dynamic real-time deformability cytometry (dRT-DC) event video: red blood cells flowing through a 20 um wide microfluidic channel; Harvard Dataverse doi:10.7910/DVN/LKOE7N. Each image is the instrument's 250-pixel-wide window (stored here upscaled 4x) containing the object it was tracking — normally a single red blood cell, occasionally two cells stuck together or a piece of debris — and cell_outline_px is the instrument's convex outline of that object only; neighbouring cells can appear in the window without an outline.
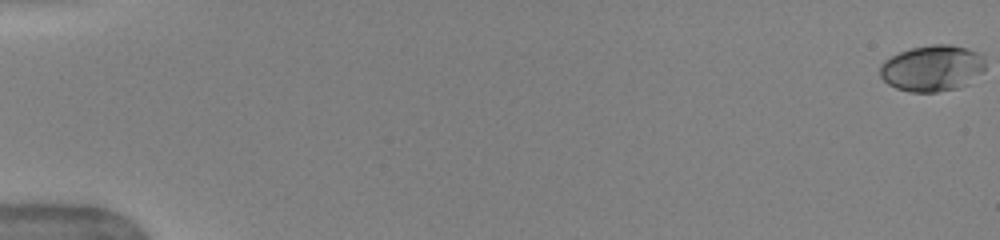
{"species": "human", "species_latin": "Homo sapiens", "temperature_condition": "warm", "stored_images_in_passage": 52, "camera_frame_rate_fps": 3000, "um_per_image_px": 0.085, "donor": {"sex": "female"}, "frame": {"image": 1, "passage_image": 1, "time_ms": 0.0, "image_size_px": [1000, 240], "cell_outline_px": [[984, 68], [968, 84], [956, 88], [936, 92], [908, 92], [896, 88], [888, 84], [880, 76], [880, 64], [884, 60], [900, 52], [912, 48], [932, 44], [948, 44], [964, 48], [976, 52], [984, 56]], "centroid_in_image_um": [79.2, 5.8], "position_along_channel_um": 5.8, "area_um2": 28.15}}
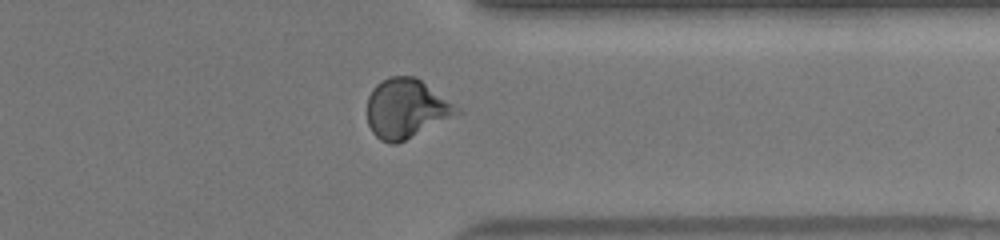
{"frame": {"image": 2, "passage_image": 42, "time_ms": 13.667, "image_size_px": [1000, 240], "cell_outline_px": [[464, 112], [396, 144], [388, 144], [380, 140], [372, 132], [368, 124], [368, 96], [372, 88], [380, 80], [388, 76], [416, 76]], "centroid_in_image_um": [34.51, 9.22], "position_along_channel_um": 376.9, "area_um2": 30.98}}
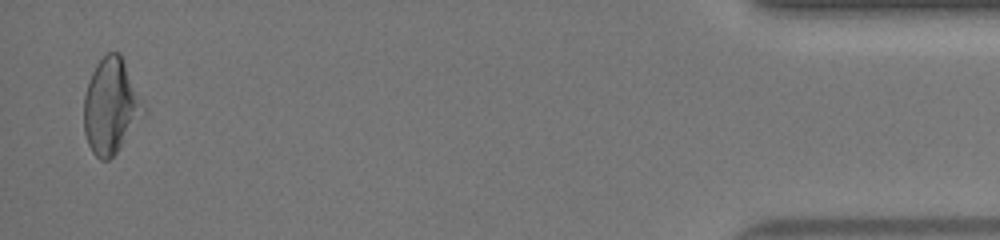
{"frame": {"image": 3, "passage_image": 51, "time_ms": 16.667, "image_size_px": [1000, 240], "cell_outline_px": [[148, 108], [116, 152], [108, 160], [100, 160], [92, 152], [88, 144], [84, 132], [84, 96], [92, 72], [96, 64], [108, 52], [120, 52]], "centroid_in_image_um": [9.45, 9.0], "position_along_channel_um": 425.8, "area_um2": 33.06}, "authors_computed_cell_mechanics": {"area_um2": 28.5532, "velocity_mm_per_s": 4.0593, "shape_relaxation_time_tau1_ms": 4.4192, "shape_relaxation_time_tau2_ms": 1.4143, "deformation_change_tau1": 0.192, "deformation_change_tau2": 0.0528}}